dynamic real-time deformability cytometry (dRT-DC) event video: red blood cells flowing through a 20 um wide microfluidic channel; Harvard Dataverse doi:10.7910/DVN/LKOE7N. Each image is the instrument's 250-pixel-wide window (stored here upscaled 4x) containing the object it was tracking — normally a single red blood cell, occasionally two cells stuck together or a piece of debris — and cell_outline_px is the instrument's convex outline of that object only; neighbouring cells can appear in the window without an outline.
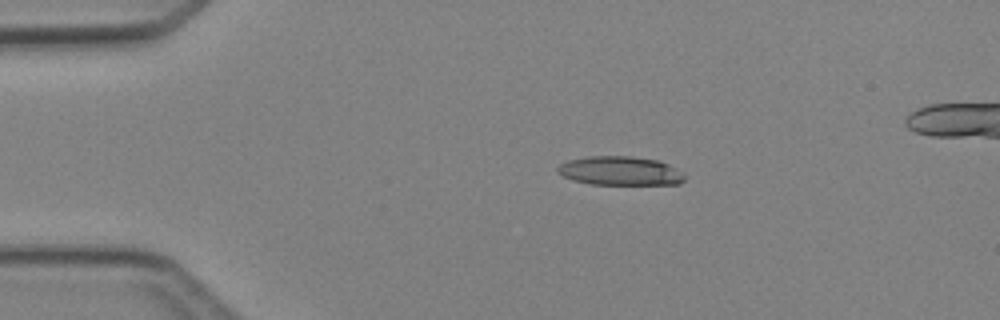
{"species": "Egyptian fruit bat (a non-hibernating species)", "species_latin": "Rousettus aegyptiacus", "temperature_condition": "cold", "stored_images_in_passage": 3, "camera_frame_rate_fps": 3000, "um_per_image_px": 0.085, "animal": {"sex": "female"}, "frame": {"image": 1, "passage_image": 1, "time_ms": 0.0, "image_size_px": [1000, 320], "cell_outline_px": [[684, 180], [680, 184], [588, 184], [572, 180], [556, 172], [556, 168], [560, 164], [568, 160], [588, 156], [632, 156], [660, 160], [676, 168], [684, 176]], "centroid_in_image_um": [52.68, 14.52], "position_along_channel_um": 32.3, "area_um2": 21.5}}